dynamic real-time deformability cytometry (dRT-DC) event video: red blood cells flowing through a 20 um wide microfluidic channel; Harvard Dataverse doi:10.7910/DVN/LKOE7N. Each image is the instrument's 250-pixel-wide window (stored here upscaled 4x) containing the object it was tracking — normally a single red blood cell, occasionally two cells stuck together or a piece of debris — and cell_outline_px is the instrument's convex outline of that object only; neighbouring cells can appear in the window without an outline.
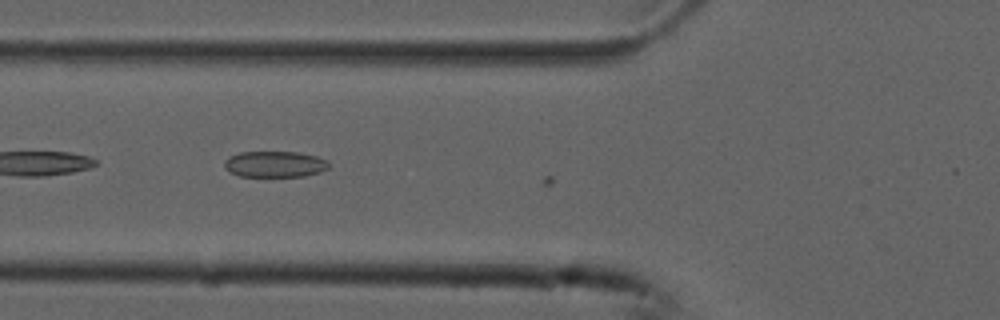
{"species": "common noctule bat (a hibernating species)", "species_latin": "Nyctalus noctula", "temperature_condition": "cold", "stored_images_in_passage": 9, "camera_frame_rate_fps": 3000, "um_per_image_px": 0.085, "animal": {"sex": "male", "forearm_length_mm": 52.5}, "frame": {"image": 1, "passage_image": 8, "time_ms": 2.333, "image_size_px": [1000, 320], "cell_outline_px": [[328, 168], [320, 172], [304, 176], [240, 176], [228, 172], [224, 168], [224, 160], [228, 156], [240, 152], [300, 152], [316, 156], [328, 160]], "centroid_in_image_um": [23.33, 13.95], "position_along_channel_um": 102.5, "area_um2": 16.01}}